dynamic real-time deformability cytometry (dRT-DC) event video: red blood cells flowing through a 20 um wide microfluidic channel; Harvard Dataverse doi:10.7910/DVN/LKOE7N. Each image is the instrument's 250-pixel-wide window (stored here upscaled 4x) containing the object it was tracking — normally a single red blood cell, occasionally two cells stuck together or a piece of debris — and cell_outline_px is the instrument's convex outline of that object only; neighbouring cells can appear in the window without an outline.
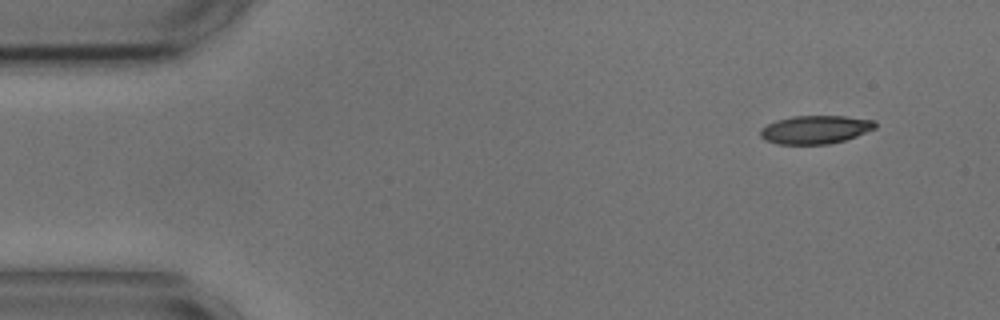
{"species": "common noctule bat (a hibernating species)", "species_latin": "Nyctalus noctula", "temperature_condition": "cold", "stored_images_in_passage": 51, "camera_frame_rate_fps": 3000, "um_per_image_px": 0.085, "animal": {"sex": "male", "body_mass_g": 17.9, "forearm_length_mm": 54.2}, "frame": {"image": 1, "passage_image": 1, "time_ms": 0.0, "image_size_px": [1000, 320], "cell_outline_px": [[876, 128], [856, 136], [844, 140], [828, 144], [776, 144], [764, 140], [760, 136], [760, 128], [776, 120], [792, 116], [844, 116], [876, 120]], "centroid_in_image_um": [69.29, 11.01], "position_along_channel_um": 15.7, "area_um2": 19.02}}
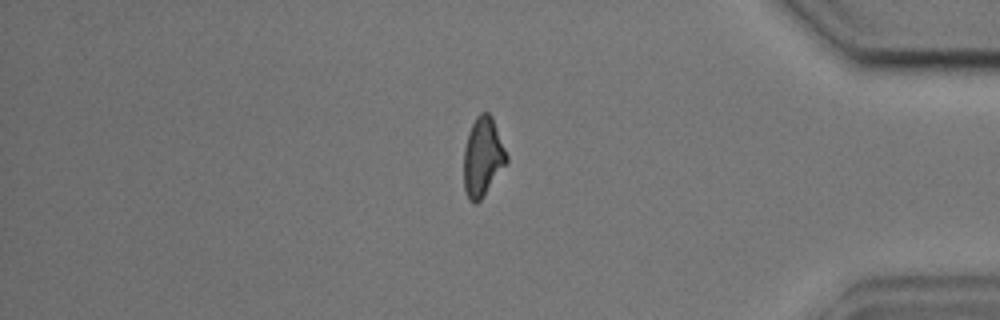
{"frame": {"image": 2, "passage_image": 42, "time_ms": 13.667, "image_size_px": [1000, 320], "cell_outline_px": [[508, 160], [480, 200], [476, 204], [472, 204], [468, 200], [464, 188], [464, 148], [468, 132], [476, 116], [480, 112], [488, 112], [492, 116], [508, 156]], "centroid_in_image_um": [41.01, 13.33], "position_along_channel_um": 394.2, "area_um2": 19.59}}
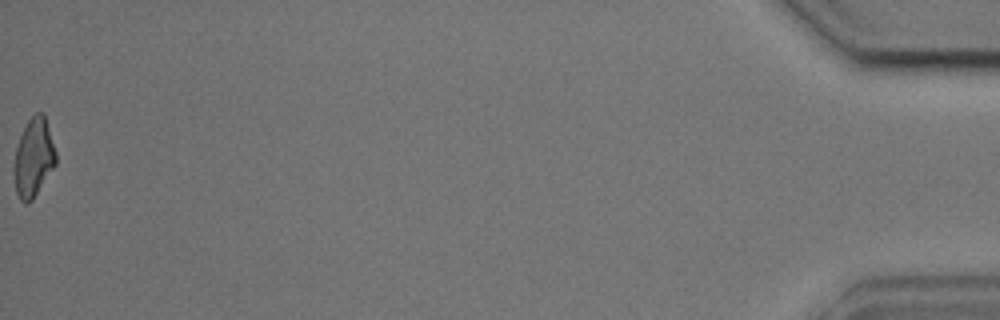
{"frame": {"image": 3, "passage_image": 51, "time_ms": 16.667, "image_size_px": [1000, 320], "cell_outline_px": [[56, 164], [32, 200], [28, 204], [24, 204], [20, 200], [16, 192], [12, 172], [16, 148], [20, 136], [28, 120], [36, 112], [44, 112], [56, 152]], "centroid_in_image_um": [2.84, 13.42], "position_along_channel_um": 432.4, "area_um2": 19.31}, "authors_computed_cell_mechanics": {"area_um2": 19.9988, "velocity_mm_per_s": 3.6482, "shape_relaxation_time_tau1_ms": 4.1918, "shape_relaxation_time_tau2_ms": 4.467, "deformation_change_tau1": 0.1322, "deformation_change_tau2": 0.1298}}